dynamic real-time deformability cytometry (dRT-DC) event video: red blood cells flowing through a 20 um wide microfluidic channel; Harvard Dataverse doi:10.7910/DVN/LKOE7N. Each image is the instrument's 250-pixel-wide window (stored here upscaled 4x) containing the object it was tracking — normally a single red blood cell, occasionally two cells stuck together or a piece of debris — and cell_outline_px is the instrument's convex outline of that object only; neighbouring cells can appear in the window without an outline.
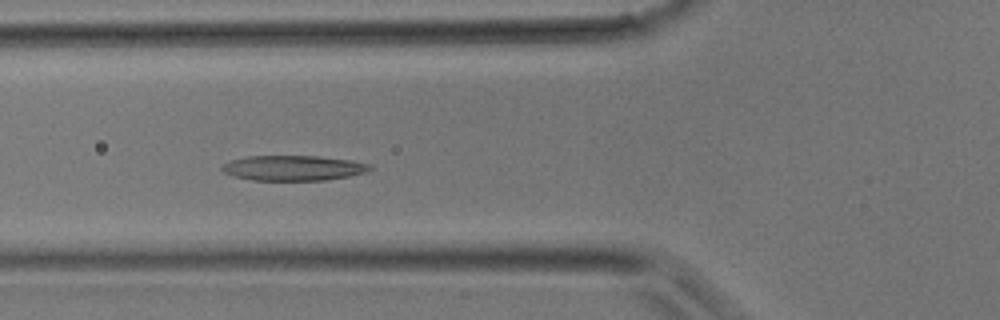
{"species": "common noctule bat (a hibernating species)", "species_latin": "Nyctalus noctula", "temperature_condition": "room temperature", "stored_images_in_passage": 29, "camera_frame_rate_fps": 3000, "um_per_image_px": 0.085, "animal": {"sex": "male", "body_mass_g": 17.9}, "frame": {"image": 1, "passage_image": 12, "time_ms": 3.667, "image_size_px": [1000, 320], "cell_outline_px": [[372, 168], [364, 172], [348, 176], [324, 180], [252, 180], [232, 176], [224, 172], [220, 168], [224, 164], [232, 160], [244, 156], [316, 156], [352, 160], [372, 164]], "centroid_in_image_um": [24.91, 14.27], "position_along_channel_um": 100.9, "area_um2": 21.62}}
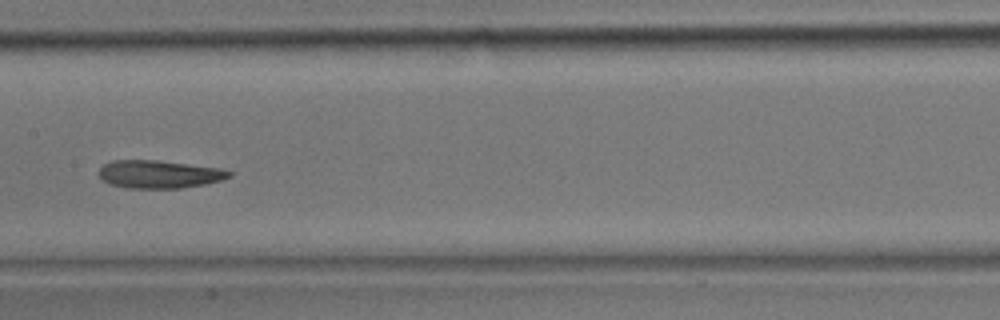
{"frame": {"image": 2, "passage_image": 17, "time_ms": 5.333, "image_size_px": [1000, 320], "cell_outline_px": [[232, 176], [220, 180], [204, 184], [180, 188], [128, 188], [108, 184], [96, 172], [104, 164], [112, 160], [160, 160], [220, 168], [232, 172]], "centroid_in_image_um": [13.5, 14.8], "position_along_channel_um": 193.9, "area_um2": 21.27}}
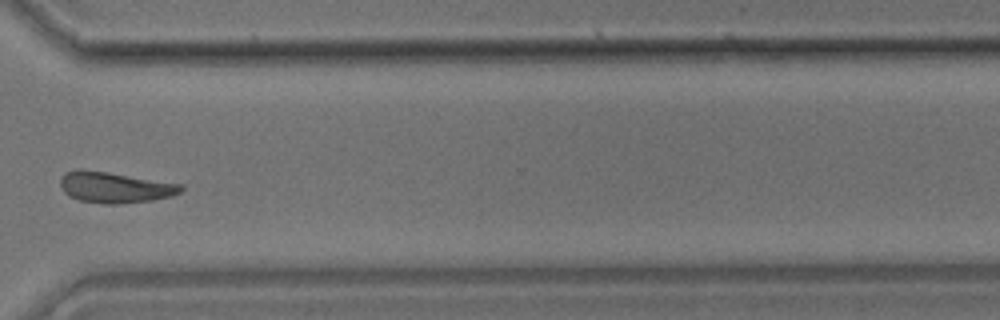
{"frame": {"image": 3, "passage_image": 26, "time_ms": 8.333, "image_size_px": [1000, 320], "cell_outline_px": [[184, 188], [180, 192], [172, 196], [148, 200], [120, 204], [104, 204], [76, 200], [68, 196], [60, 188], [60, 176], [64, 172], [76, 168], [80, 168], [108, 172], [184, 184]], "centroid_in_image_um": [9.7, 15.91], "position_along_channel_um": 360.9, "area_um2": 22.14}}